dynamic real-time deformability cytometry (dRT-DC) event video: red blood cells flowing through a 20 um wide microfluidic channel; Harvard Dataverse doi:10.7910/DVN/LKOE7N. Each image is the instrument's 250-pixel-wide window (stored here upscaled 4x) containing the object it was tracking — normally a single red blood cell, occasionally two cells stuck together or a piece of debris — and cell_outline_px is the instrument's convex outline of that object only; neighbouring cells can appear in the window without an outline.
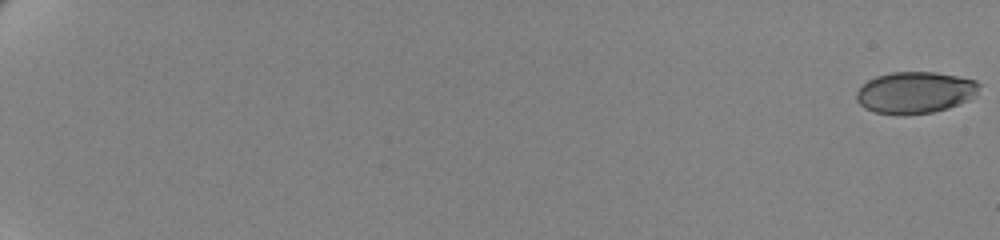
{"species": "human", "species_latin": "Homo sapiens", "temperature_condition": "cold", "stored_images_in_passage": 64, "camera_frame_rate_fps": 3000, "um_per_image_px": 0.085, "donor": {"sex": "female"}, "frame": {"image": 1, "passage_image": 1, "time_ms": 0.0, "image_size_px": [1000, 240], "cell_outline_px": [[980, 84], [976, 96], [968, 100], [948, 108], [932, 112], [904, 116], [900, 116], [876, 112], [864, 108], [856, 100], [856, 92], [868, 80], [876, 76], [892, 72], [936, 72], [976, 80]], "centroid_in_image_um": [77.78, 7.88], "position_along_channel_um": 7.2, "area_um2": 30.0}}
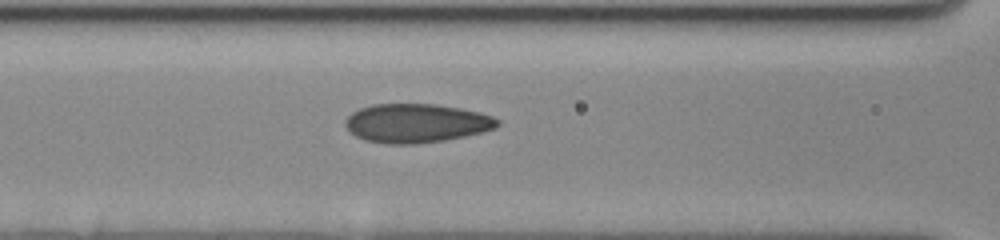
{"frame": {"image": 2, "passage_image": 32, "time_ms": 10.333, "image_size_px": [1000, 240], "cell_outline_px": [[500, 124], [496, 128], [484, 132], [444, 140], [412, 144], [388, 144], [364, 140], [348, 132], [344, 124], [344, 120], [352, 112], [360, 108], [372, 104], [436, 104], [460, 108], [480, 112], [492, 116], [500, 120]], "centroid_in_image_um": [35.38, 10.47], "position_along_channel_um": 131.2, "area_um2": 34.74}}
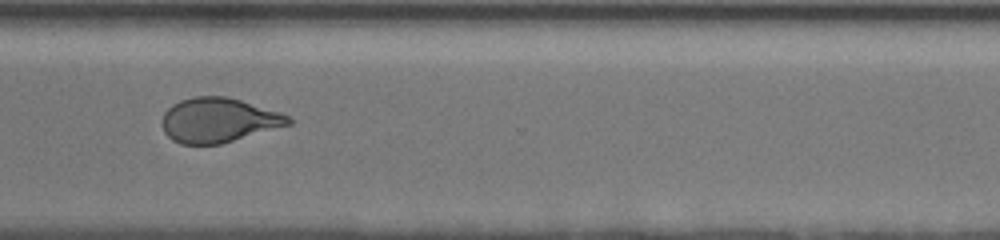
{"frame": {"image": 3, "passage_image": 51, "time_ms": 16.667, "image_size_px": [1000, 240], "cell_outline_px": [[292, 124], [220, 144], [180, 144], [172, 140], [164, 132], [160, 124], [160, 120], [164, 112], [172, 104], [180, 100], [192, 96], [228, 96], [280, 112], [288, 116], [292, 120]], "centroid_in_image_um": [18.53, 10.21], "position_along_channel_um": 352.1, "area_um2": 33.06}}